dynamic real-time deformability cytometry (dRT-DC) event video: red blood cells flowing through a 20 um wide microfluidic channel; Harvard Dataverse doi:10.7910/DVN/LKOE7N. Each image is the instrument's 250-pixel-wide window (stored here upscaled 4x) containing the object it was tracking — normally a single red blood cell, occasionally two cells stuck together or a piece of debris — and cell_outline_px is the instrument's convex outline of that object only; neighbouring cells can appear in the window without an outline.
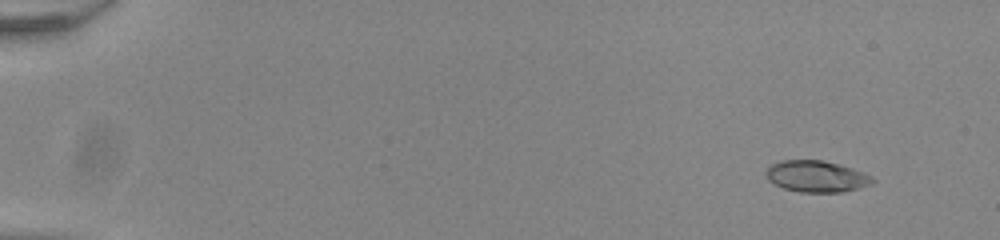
{"species": "common noctule bat (a hibernating species)", "species_latin": "Nyctalus noctula", "temperature_condition": "room temperature", "stored_images_in_passage": 54, "camera_frame_rate_fps": 3000, "um_per_image_px": 0.085, "animal": {"sex": "male", "body_mass_g": 20.0, "forearm_length_mm": 53.3}, "frame": {"image": 1, "passage_image": 5, "time_ms": 1.333, "image_size_px": [1000, 240], "cell_outline_px": [[876, 180], [872, 184], [860, 188], [844, 192], [800, 192], [784, 188], [768, 180], [764, 172], [772, 164], [780, 160], [824, 160], [840, 164], [852, 168], [872, 176]], "centroid_in_image_um": [69.42, 14.99], "position_along_channel_um": 15.6, "area_um2": 19.65}}
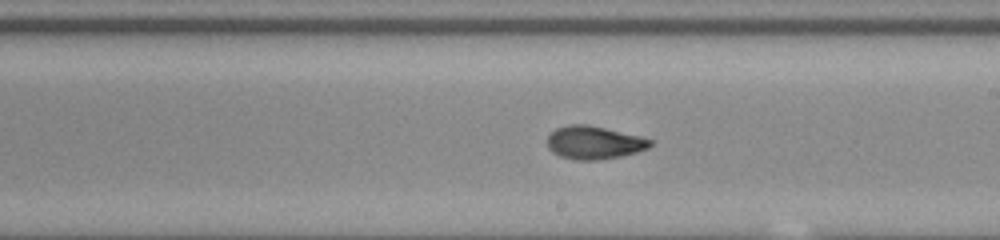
{"frame": {"image": 2, "passage_image": 33, "time_ms": 10.667, "image_size_px": [1000, 240], "cell_outline_px": [[652, 144], [648, 148], [636, 152], [620, 156], [596, 160], [576, 160], [560, 156], [552, 152], [548, 148], [548, 136], [556, 128], [568, 124], [588, 124], [640, 136], [652, 140]], "centroid_in_image_um": [50.48, 12.11], "position_along_channel_um": 238.5, "area_um2": 19.77}}
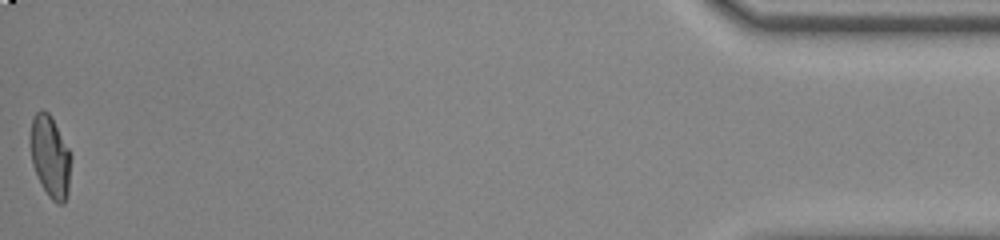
{"frame": {"image": 3, "passage_image": 54, "time_ms": 17.667, "image_size_px": [1000, 240], "cell_outline_px": [[72, 156], [68, 196], [64, 204], [56, 204], [48, 196], [40, 184], [32, 164], [32, 116], [40, 108], [48, 112], [52, 116]], "centroid_in_image_um": [4.31, 13.35], "position_along_channel_um": 430.9, "area_um2": 19.48}, "authors_computed_cell_mechanics": {"area_um2": 19.5075, "velocity_mm_per_s": 3.9426, "shape_relaxation_time_tau1_ms": 3.71, "shape_relaxation_time_tau2_ms": 1.7808, "deformation_change_tau1": 0.2029, "deformation_change_tau2": 0.0733}}